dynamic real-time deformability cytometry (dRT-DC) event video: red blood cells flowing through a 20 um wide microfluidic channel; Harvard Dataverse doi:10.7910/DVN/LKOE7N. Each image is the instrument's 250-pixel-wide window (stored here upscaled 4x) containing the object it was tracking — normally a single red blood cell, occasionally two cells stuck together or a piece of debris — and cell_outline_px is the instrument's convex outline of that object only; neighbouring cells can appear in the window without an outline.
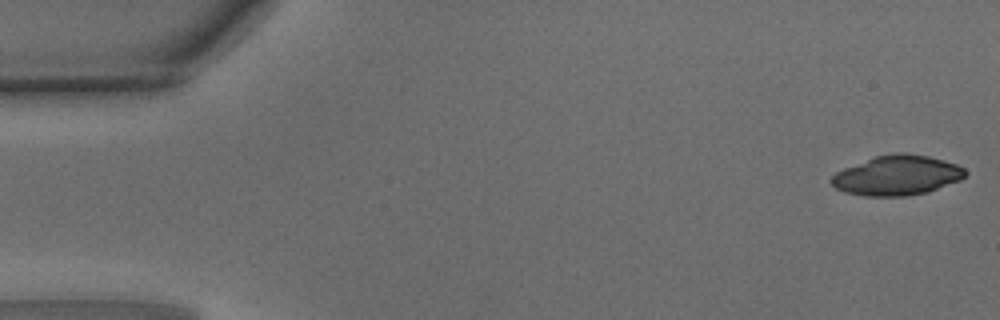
{"species": "common noctule bat (a hibernating species)", "species_latin": "Nyctalus noctula", "temperature_condition": "warm", "stored_images_in_passage": 47, "camera_frame_rate_fps": 3000, "um_per_image_px": 0.085, "animal": {"sex": "male", "body_mass_g": 15.6}, "frame": {"image": 1, "passage_image": 1, "time_ms": 0.0, "image_size_px": [1000, 320], "cell_outline_px": [[968, 172], [960, 180], [928, 192], [904, 196], [864, 196], [844, 192], [836, 188], [828, 180], [836, 172], [844, 168], [876, 156], [896, 152], [904, 152], [928, 156], [944, 160], [956, 164], [964, 168]], "centroid_in_image_um": [76.24, 14.91], "position_along_channel_um": 8.8, "area_um2": 31.1}}
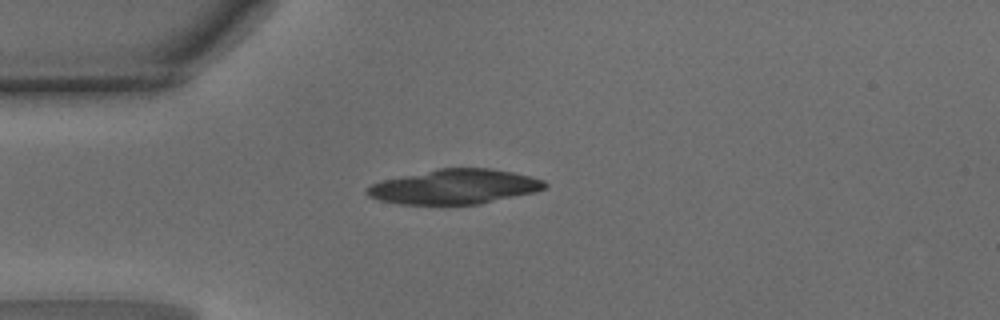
{"frame": {"image": 2, "passage_image": 12, "time_ms": 3.667, "image_size_px": [1000, 320], "cell_outline_px": [[548, 188], [536, 192], [480, 204], [400, 204], [380, 200], [368, 196], [364, 192], [372, 184], [384, 180], [440, 168], [492, 168], [532, 176], [544, 180], [548, 184]], "centroid_in_image_um": [38.72, 15.87], "position_along_channel_um": 46.3, "area_um2": 35.89}}